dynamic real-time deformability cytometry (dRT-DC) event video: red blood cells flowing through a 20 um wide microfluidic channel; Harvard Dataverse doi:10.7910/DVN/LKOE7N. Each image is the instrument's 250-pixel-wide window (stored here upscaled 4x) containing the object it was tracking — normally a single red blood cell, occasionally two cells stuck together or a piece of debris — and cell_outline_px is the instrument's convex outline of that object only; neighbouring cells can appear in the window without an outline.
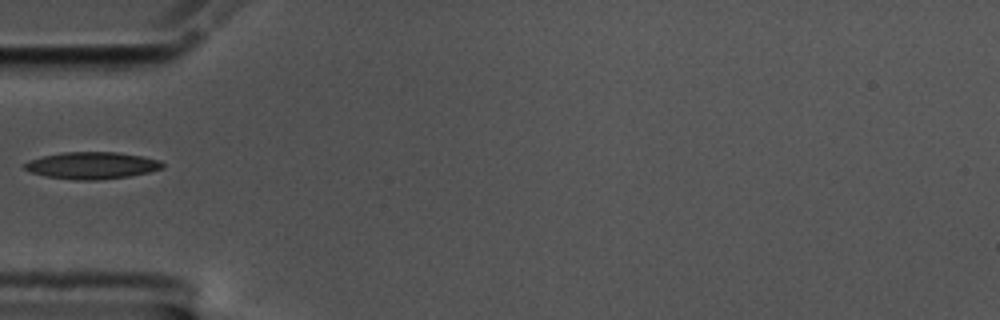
{"species": "common noctule bat (a hibernating species)", "species_latin": "Nyctalus noctula", "temperature_condition": "cold", "stored_images_in_passage": 36, "camera_frame_rate_fps": 3000, "um_per_image_px": 0.085, "animal": {"sex": "male", "body_mass_g": 17.5, "forearm_length_mm": 52.3}, "frame": {"image": 1, "passage_image": 1, "time_ms": 0.0, "image_size_px": [1000, 320], "cell_outline_px": [[164, 168], [148, 172], [128, 176], [100, 180], [76, 180], [48, 176], [32, 172], [24, 168], [24, 164], [28, 160], [44, 156], [64, 152], [116, 152], [140, 156], [160, 160], [164, 164]], "centroid_in_image_um": [7.83, 14.06], "position_along_channel_um": 77.2, "area_um2": 21.44}}
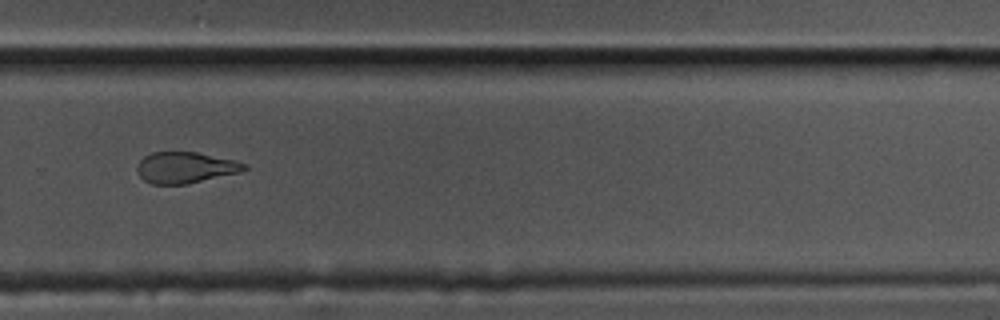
{"frame": {"image": 2, "passage_image": 21, "time_ms": 6.667, "image_size_px": [1000, 320], "cell_outline_px": [[248, 168], [244, 172], [188, 184], [152, 184], [144, 180], [136, 172], [136, 168], [140, 160], [144, 156], [152, 152], [196, 152], [232, 160], [244, 164]], "centroid_in_image_um": [15.75, 14.26], "position_along_channel_um": 314.1, "area_um2": 19.54}}
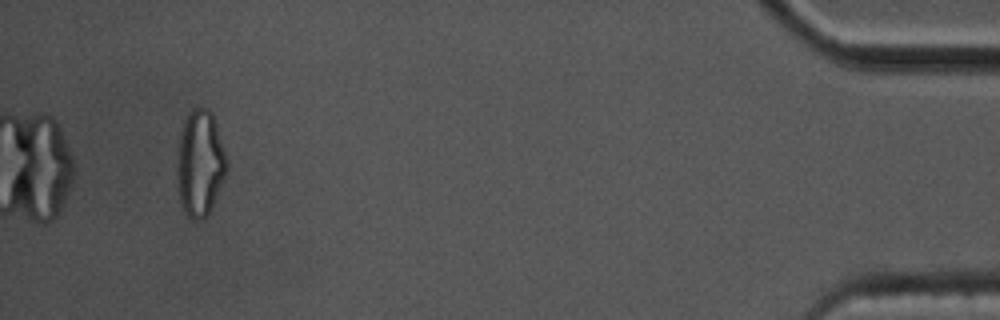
{"frame": {"image": 3, "passage_image": 36, "time_ms": 11.667, "image_size_px": [1000, 320], "cell_outline_px": [[228, 164], [224, 176], [208, 216], [204, 220], [192, 220], [184, 212], [180, 200], [176, 172], [176, 156], [180, 136], [184, 120], [188, 112], [192, 108], [208, 108], [212, 112], [228, 160]], "centroid_in_image_um": [16.98, 13.88], "position_along_channel_um": 418.2, "area_um2": 30.92}}